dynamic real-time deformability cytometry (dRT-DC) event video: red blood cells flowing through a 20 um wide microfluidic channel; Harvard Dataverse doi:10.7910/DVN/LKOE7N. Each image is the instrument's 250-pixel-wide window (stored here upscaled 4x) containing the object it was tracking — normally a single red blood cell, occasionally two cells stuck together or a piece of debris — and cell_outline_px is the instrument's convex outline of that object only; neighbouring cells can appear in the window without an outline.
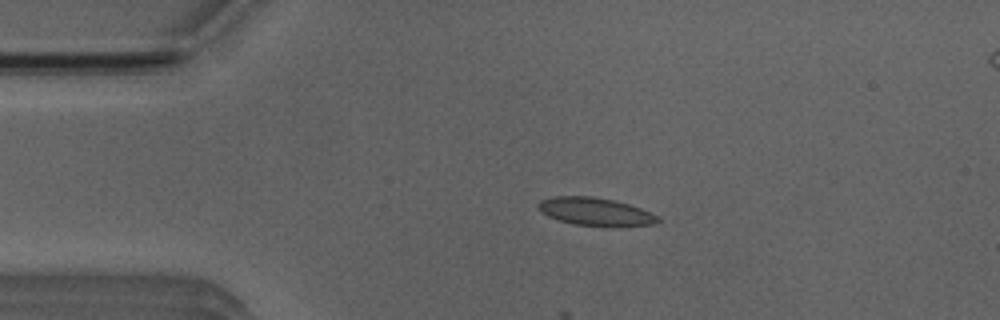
{"species": "Egyptian fruit bat (a non-hibernating species)", "species_latin": "Rousettus aegyptiacus", "temperature_condition": "room temperature", "stored_images_in_passage": 23, "camera_frame_rate_fps": 3000, "um_per_image_px": 0.085, "animal": {"sex": "male"}, "frame": {"image": 1, "passage_image": 10, "time_ms": 3.0, "image_size_px": [1000, 320], "cell_outline_px": [[660, 220], [652, 224], [620, 228], [576, 224], [560, 220], [548, 216], [536, 208], [536, 204], [540, 200], [552, 196], [592, 196], [616, 200], [640, 208], [660, 216]], "centroid_in_image_um": [50.63, 18.0], "position_along_channel_um": 34.4, "area_um2": 19.88}}